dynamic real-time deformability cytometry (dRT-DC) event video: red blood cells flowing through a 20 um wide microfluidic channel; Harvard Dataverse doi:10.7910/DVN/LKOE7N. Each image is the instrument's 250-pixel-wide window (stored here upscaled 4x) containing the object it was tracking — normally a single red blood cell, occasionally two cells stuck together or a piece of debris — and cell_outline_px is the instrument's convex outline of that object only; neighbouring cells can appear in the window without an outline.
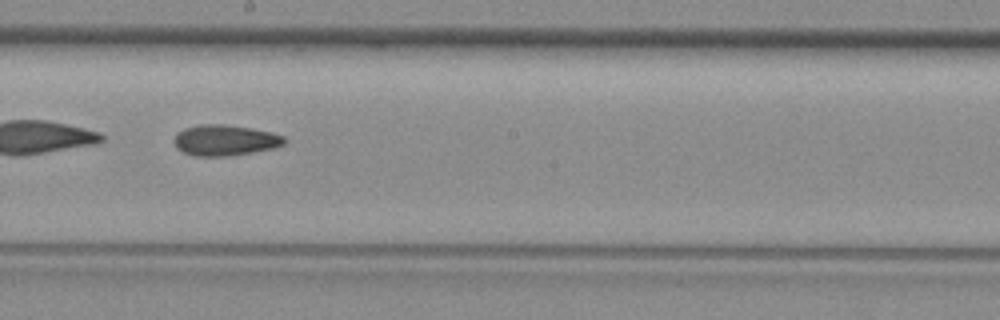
{"species": "common noctule bat (a hibernating species)", "species_latin": "Nyctalus noctula", "temperature_condition": "room temperature", "stored_images_in_passage": 32, "camera_frame_rate_fps": 3000, "um_per_image_px": 0.085, "animal": {"sex": "female", "body_mass_g": 29.2, "forearm_length_mm": 56.3}, "frame": {"image": 1, "passage_image": 14, "time_ms": 4.333, "image_size_px": [1000, 320], "cell_outline_px": [[288, 140], [284, 144], [276, 148], [252, 152], [224, 156], [196, 156], [184, 152], [176, 144], [176, 136], [184, 128], [200, 124], [224, 124], [252, 128], [272, 132], [284, 136]], "centroid_in_image_um": [19.22, 11.91], "position_along_channel_um": 229.0, "area_um2": 19.59}}
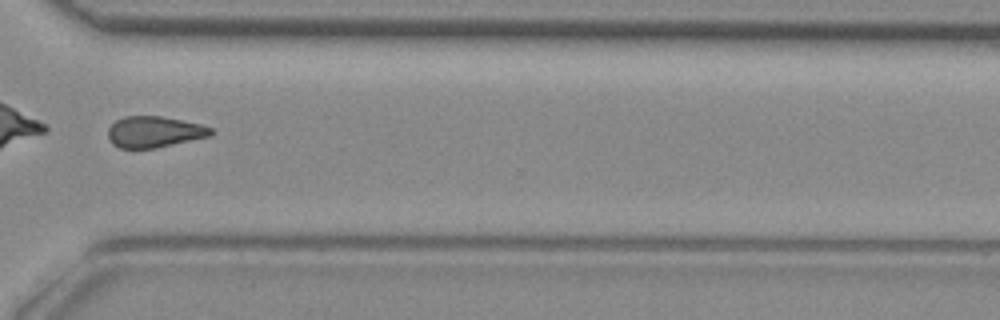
{"frame": {"image": 2, "passage_image": 23, "time_ms": 7.333, "image_size_px": [1000, 320], "cell_outline_px": [[216, 132], [212, 136], [156, 148], [120, 148], [112, 144], [108, 140], [108, 128], [116, 120], [124, 116], [160, 116], [200, 124], [212, 128]], "centroid_in_image_um": [13.13, 11.22], "position_along_channel_um": 357.5, "area_um2": 18.84}}